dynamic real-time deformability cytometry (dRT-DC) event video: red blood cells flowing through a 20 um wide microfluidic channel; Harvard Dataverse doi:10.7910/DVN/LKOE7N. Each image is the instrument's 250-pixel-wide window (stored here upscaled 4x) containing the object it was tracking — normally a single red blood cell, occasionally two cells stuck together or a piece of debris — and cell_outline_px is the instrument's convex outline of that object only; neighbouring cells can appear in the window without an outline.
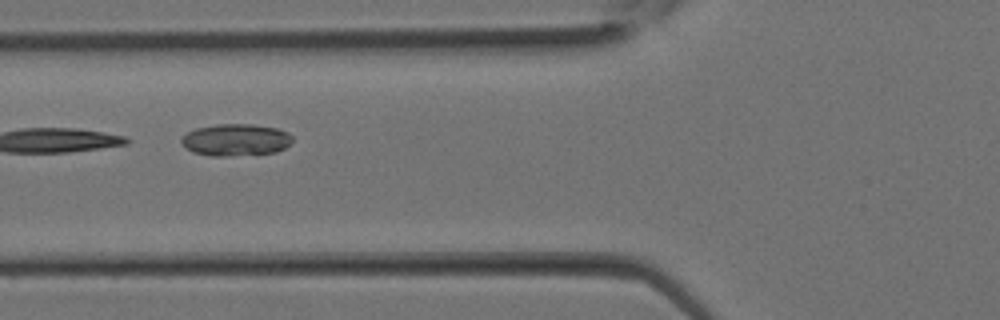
{"species": "Egyptian fruit bat (a non-hibernating species)", "species_latin": "Rousettus aegyptiacus", "temperature_condition": "room temperature", "stored_images_in_passage": 23, "camera_frame_rate_fps": 3000, "um_per_image_px": 0.085, "animal": {"sex": "female"}, "frame": {"image": 1, "passage_image": 6, "time_ms": 1.667, "image_size_px": [1000, 320], "cell_outline_px": [[292, 140], [284, 148], [276, 152], [232, 156], [212, 156], [192, 152], [180, 140], [188, 132], [196, 128], [216, 124], [252, 124], [276, 128], [288, 132], [292, 136]], "centroid_in_image_um": [20.05, 11.89], "position_along_channel_um": 105.7, "area_um2": 20.58}}